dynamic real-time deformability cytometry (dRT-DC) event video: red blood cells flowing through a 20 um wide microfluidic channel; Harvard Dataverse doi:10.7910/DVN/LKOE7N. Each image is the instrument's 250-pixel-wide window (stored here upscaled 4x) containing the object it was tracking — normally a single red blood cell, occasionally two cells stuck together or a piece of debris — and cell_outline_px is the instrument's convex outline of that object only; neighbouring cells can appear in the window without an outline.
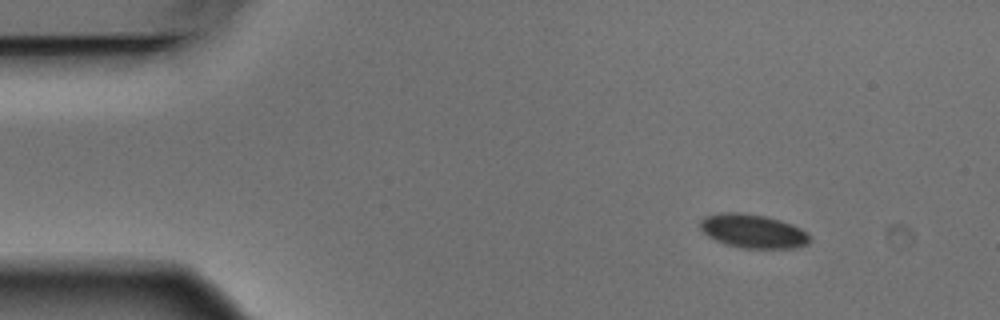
{"species": "Egyptian fruit bat (a non-hibernating species)", "species_latin": "Rousettus aegyptiacus", "temperature_condition": "warm", "stored_images_in_passage": 3, "camera_frame_rate_fps": 3000, "um_per_image_px": 0.085, "animal": {"sex": "male"}, "frame": {"image": 1, "passage_image": 1, "time_ms": 0.0, "image_size_px": [1000, 320], "cell_outline_px": [[812, 240], [808, 244], [796, 248], [740, 248], [724, 244], [708, 236], [700, 228], [700, 220], [704, 216], [720, 212], [740, 212], [764, 216], [780, 220], [792, 224], [808, 232]], "centroid_in_image_um": [64.02, 19.65], "position_along_channel_um": 21.0, "area_um2": 21.85}}